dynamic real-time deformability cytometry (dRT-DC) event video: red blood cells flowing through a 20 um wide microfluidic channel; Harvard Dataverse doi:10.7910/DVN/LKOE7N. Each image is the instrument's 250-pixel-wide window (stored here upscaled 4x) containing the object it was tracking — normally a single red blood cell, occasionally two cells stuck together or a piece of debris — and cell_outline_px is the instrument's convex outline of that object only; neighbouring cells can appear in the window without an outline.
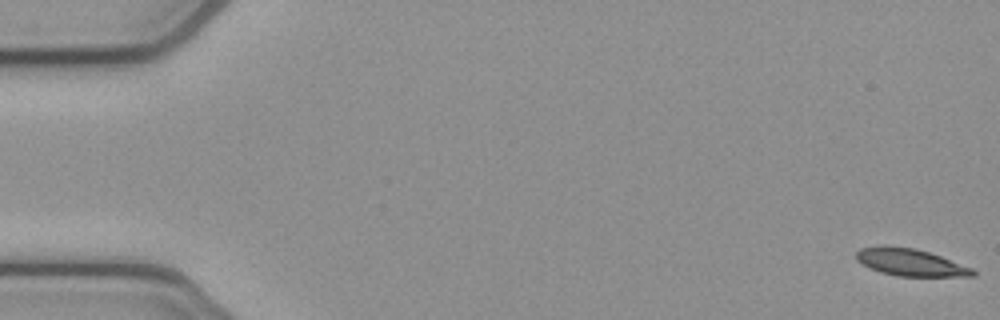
{"species": "common noctule bat (a hibernating species)", "species_latin": "Nyctalus noctula", "temperature_condition": "cold", "stored_images_in_passage": 53, "camera_frame_rate_fps": 3000, "um_per_image_px": 0.085, "animal": {"sex": "female", "body_mass_g": 21.9}, "frame": {"image": 1, "passage_image": 1, "time_ms": 0.0, "image_size_px": [1000, 320], "cell_outline_px": [[976, 276], [896, 276], [880, 272], [868, 268], [856, 260], [856, 252], [860, 248], [880, 244], [884, 244], [916, 248], [940, 256], [972, 268], [976, 272]], "centroid_in_image_um": [77.31, 22.28], "position_along_channel_um": 7.7, "area_um2": 18.73}}
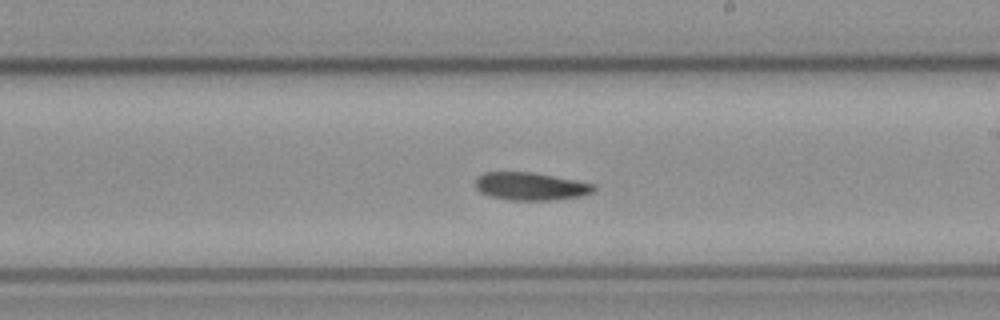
{"frame": {"image": 2, "passage_image": 31, "time_ms": 10.0, "image_size_px": [1000, 320], "cell_outline_px": [[596, 192], [580, 196], [548, 200], [508, 200], [492, 196], [480, 192], [476, 188], [476, 176], [484, 172], [532, 172], [576, 180], [596, 184]], "centroid_in_image_um": [45.12, 15.83], "position_along_channel_um": 243.9, "area_um2": 19.25}}
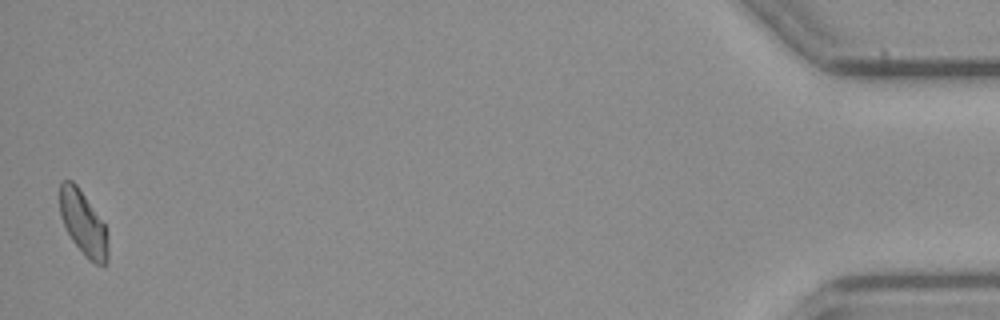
{"frame": {"image": 3, "passage_image": 53, "time_ms": 17.333, "image_size_px": [1000, 320], "cell_outline_px": [[108, 264], [104, 268], [88, 260], [84, 256], [72, 240], [60, 216], [60, 180], [72, 180], [76, 184], [104, 224], [108, 248]], "centroid_in_image_um": [7.08, 19.03], "position_along_channel_um": 428.1, "area_um2": 17.98}, "authors_computed_cell_mechanics": {"area_um2": 19.1896, "velocity_mm_per_s": 3.8362, "shape_relaxation_time_tau1_ms": 6.0863, "shape_relaxation_time_tau2_ms": null, "deformation_change_tau1": 0.1367, "deformation_change_tau2": null}}